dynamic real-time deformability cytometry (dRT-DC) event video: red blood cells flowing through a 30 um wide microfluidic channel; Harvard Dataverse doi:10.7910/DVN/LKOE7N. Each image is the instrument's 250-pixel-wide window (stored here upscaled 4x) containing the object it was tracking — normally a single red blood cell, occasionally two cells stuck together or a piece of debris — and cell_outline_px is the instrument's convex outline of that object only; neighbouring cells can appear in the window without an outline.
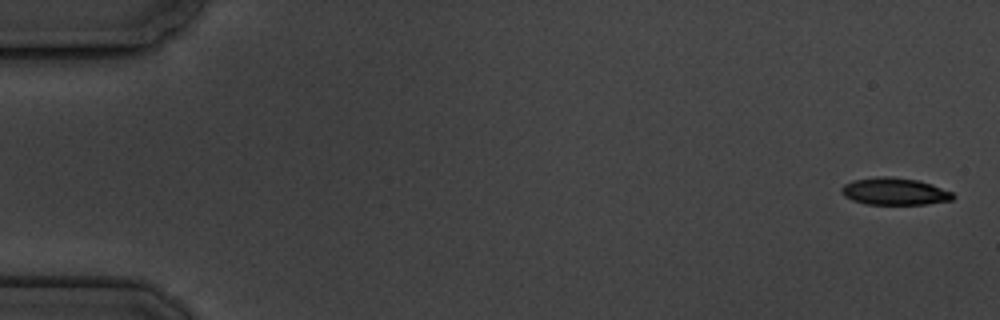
{"species": "common noctule bat (a hibernating species)", "species_latin": "Nyctalus noctula", "temperature_condition": "cold", "stored_images_in_passage": 15, "camera_frame_rate_fps": 3000, "um_per_image_px": 0.085, "animal": {"sex": "male", "body_mass_g": 19.5, "forearm_length_mm": 54.6}, "frame": {"image": 1, "passage_image": 1, "time_ms": 0.0, "image_size_px": [1000, 320], "cell_outline_px": [[956, 196], [952, 200], [924, 204], [864, 204], [852, 200], [844, 196], [840, 192], [840, 188], [844, 184], [852, 180], [880, 176], [892, 176], [916, 180], [932, 184], [952, 192]], "centroid_in_image_um": [76.01, 16.26], "position_along_channel_um": 9.0, "area_um2": 17.74}}
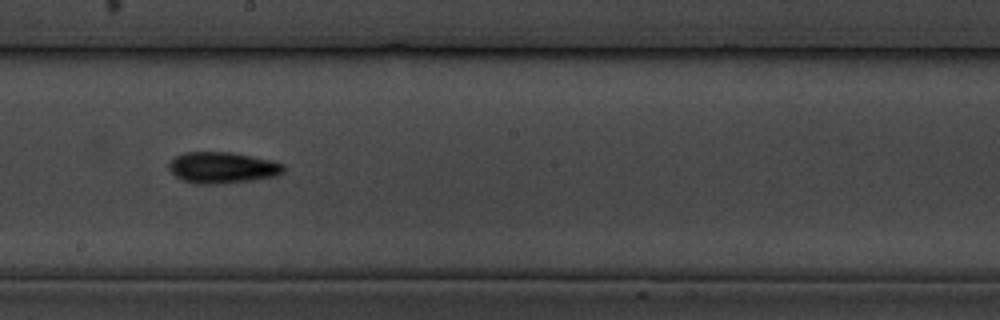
{"frame": {"image": 2, "passage_image": 9, "time_ms": 10.333, "image_size_px": [1000, 320], "cell_outline_px": [[284, 172], [276, 176], [248, 180], [216, 184], [192, 184], [180, 180], [168, 168], [168, 164], [176, 156], [184, 152], [232, 152], [252, 156], [284, 164]], "centroid_in_image_um": [18.86, 14.25], "position_along_channel_um": 229.3, "area_um2": 20.81}}
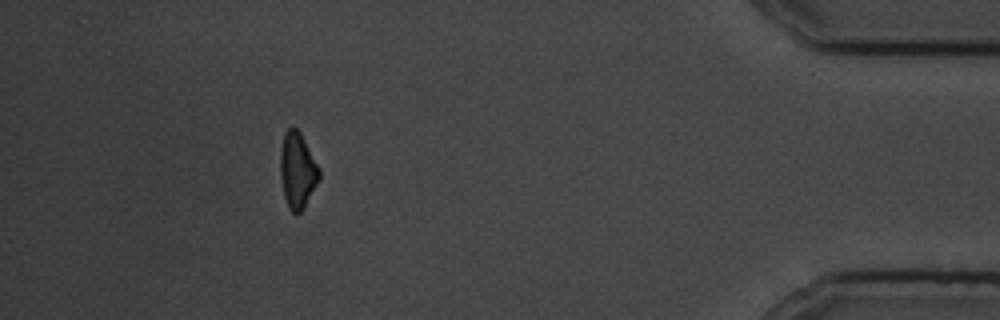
{"frame": {"image": 3, "passage_image": 14, "time_ms": 17.0, "image_size_px": [1000, 320], "cell_outline_px": [[320, 180], [304, 208], [296, 216], [288, 208], [284, 196], [280, 176], [280, 148], [284, 132], [288, 128], [296, 128], [300, 132], [320, 168]], "centroid_in_image_um": [25.28, 14.5], "position_along_channel_um": 409.9, "area_um2": 17.51}, "authors_computed_cell_mechanics": {"area_um2": 18.496, "velocity_mm_per_s": 3.5, "shape_relaxation_time_tau1_ms": 3.6439, "shape_relaxation_time_tau2_ms": 7.9188, "deformation_change_tau1": 0.099, "deformation_change_tau2": 0.1695}}